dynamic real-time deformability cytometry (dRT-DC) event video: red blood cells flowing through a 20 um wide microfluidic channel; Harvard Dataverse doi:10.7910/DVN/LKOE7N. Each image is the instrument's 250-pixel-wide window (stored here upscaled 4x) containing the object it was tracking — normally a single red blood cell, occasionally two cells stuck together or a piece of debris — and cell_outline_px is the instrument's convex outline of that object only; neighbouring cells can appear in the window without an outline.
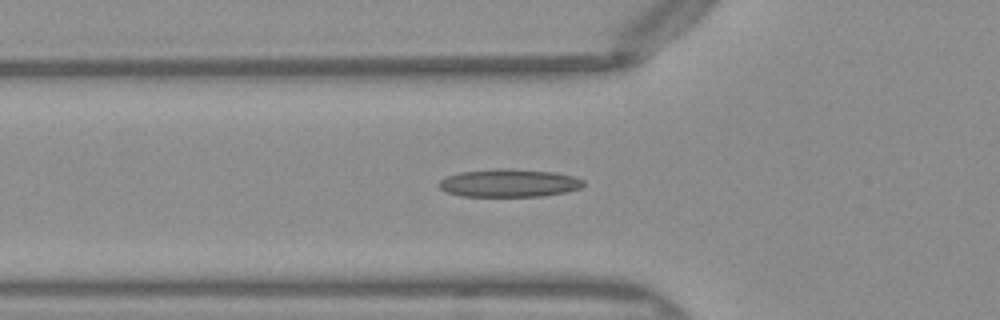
{"species": "Egyptian fruit bat (a non-hibernating species)", "species_latin": "Rousettus aegyptiacus", "temperature_condition": "warm", "stored_images_in_passage": 51, "segment_of_instrument_passage": [1, 2], "camera_frame_rate_fps": 3000, "um_per_image_px": 0.085, "frame": {"image": 1, "passage_image": 17, "time_ms": 5.333, "image_size_px": [1000, 320], "cell_outline_px": [[584, 184], [580, 188], [564, 192], [540, 196], [460, 196], [448, 192], [440, 188], [436, 184], [440, 180], [448, 176], [460, 172], [492, 168], [508, 168], [552, 172], [572, 176], [584, 180]], "centroid_in_image_um": [43.23, 15.55], "position_along_channel_um": 82.6, "area_um2": 23.47}}
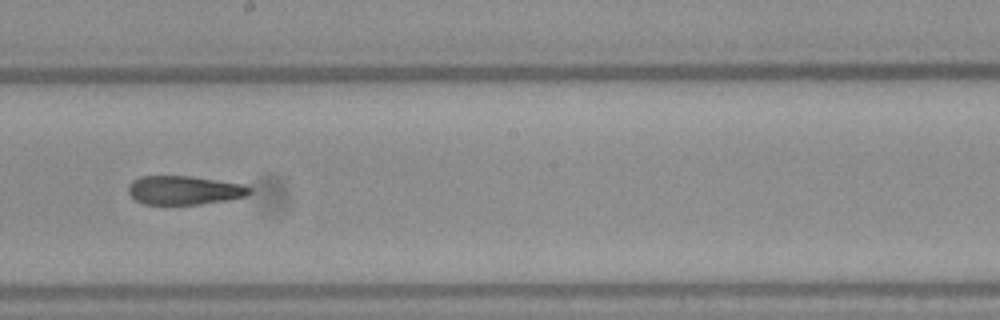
{"frame": {"image": 2, "passage_image": 28, "time_ms": 9.0, "image_size_px": [1000, 320], "cell_outline_px": [[252, 192], [244, 196], [228, 200], [200, 204], [144, 204], [136, 200], [128, 192], [128, 184], [132, 180], [140, 176], [192, 176], [244, 184], [252, 188]], "centroid_in_image_um": [15.67, 16.16], "position_along_channel_um": 232.5, "area_um2": 20.46}}
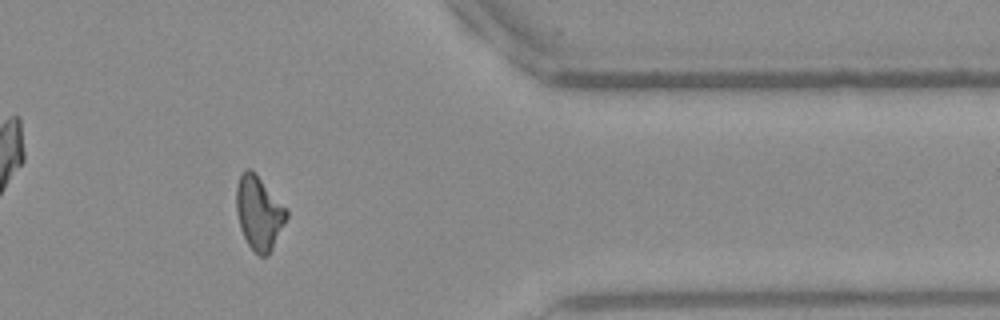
{"frame": {"image": 3, "passage_image": 41, "time_ms": 13.333, "image_size_px": [1000, 320], "cell_outline_px": [[288, 216], [268, 256], [260, 256], [248, 244], [240, 228], [236, 212], [236, 184], [244, 168], [252, 168], [256, 172], [288, 208]], "centroid_in_image_um": [22.01, 18.02], "position_along_channel_um": 389.4, "area_um2": 21.85}}